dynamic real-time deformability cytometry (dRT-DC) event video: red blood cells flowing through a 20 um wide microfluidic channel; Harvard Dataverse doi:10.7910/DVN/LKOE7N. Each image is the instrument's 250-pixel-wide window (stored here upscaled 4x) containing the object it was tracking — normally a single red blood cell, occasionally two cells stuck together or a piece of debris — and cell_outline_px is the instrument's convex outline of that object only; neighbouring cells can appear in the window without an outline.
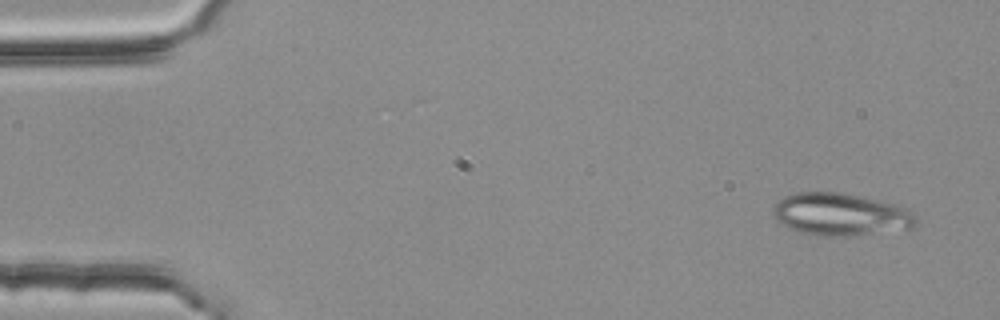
{"species": "common noctule bat (a hibernating species)", "species_latin": "Nyctalus noctula", "temperature_condition": "room temperature", "stored_images_in_passage": 5, "camera_frame_rate_fps": 3000, "um_per_image_px": 0.085, "animal": {"sex": "female", "body_mass_g": 25.1}, "frame": {"image": 1, "passage_image": 1, "time_ms": 0.0, "image_size_px": [1000, 320], "cell_outline_px": [[916, 224], [912, 228], [848, 236], [816, 236], [800, 232], [788, 228], [780, 224], [772, 216], [772, 212], [776, 204], [784, 196], [796, 192], [840, 192], [900, 204], [908, 208], [916, 216]], "centroid_in_image_um": [71.45, 18.22], "position_along_channel_um": 13.6, "area_um2": 35.72}}